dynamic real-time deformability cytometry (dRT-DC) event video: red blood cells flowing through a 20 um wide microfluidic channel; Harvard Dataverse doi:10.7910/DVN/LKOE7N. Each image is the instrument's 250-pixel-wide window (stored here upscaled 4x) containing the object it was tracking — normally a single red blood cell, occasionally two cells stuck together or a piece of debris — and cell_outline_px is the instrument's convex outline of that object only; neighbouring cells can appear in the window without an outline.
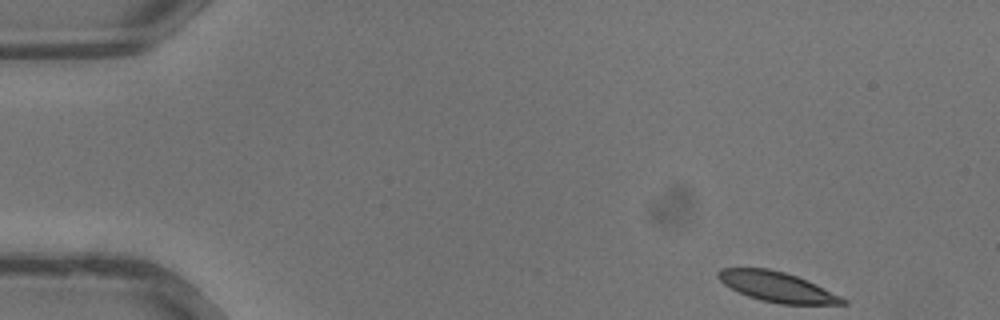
{"species": "common noctule bat (a hibernating species)", "species_latin": "Nyctalus noctula", "temperature_condition": "warm", "stored_images_in_passage": 33, "camera_frame_rate_fps": 3000, "um_per_image_px": 0.085, "animal": {"sex": "male", "body_mass_g": 13.3}, "frame": {"image": 1, "passage_image": 1, "time_ms": 0.0, "image_size_px": [1000, 320], "cell_outline_px": [[848, 304], [780, 304], [760, 300], [748, 296], [724, 284], [716, 276], [716, 272], [720, 268], [768, 268], [784, 272], [796, 276], [816, 284], [848, 300]], "centroid_in_image_um": [66.04, 24.38], "position_along_channel_um": 19.0, "area_um2": 21.62}}
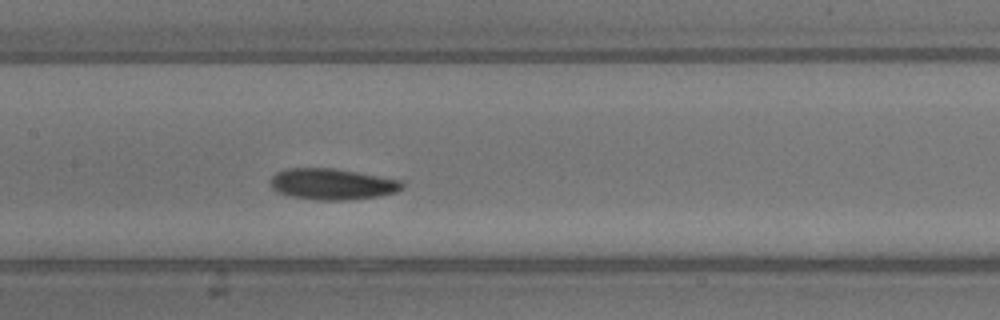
{"frame": {"image": 2, "passage_image": 15, "time_ms": 4.667, "image_size_px": [1000, 320], "cell_outline_px": [[404, 188], [396, 192], [376, 196], [344, 200], [316, 200], [288, 196], [272, 188], [272, 176], [276, 172], [288, 168], [336, 168], [400, 180], [404, 184]], "centroid_in_image_um": [28.24, 15.64], "position_along_channel_um": 179.2, "area_um2": 23.76}}
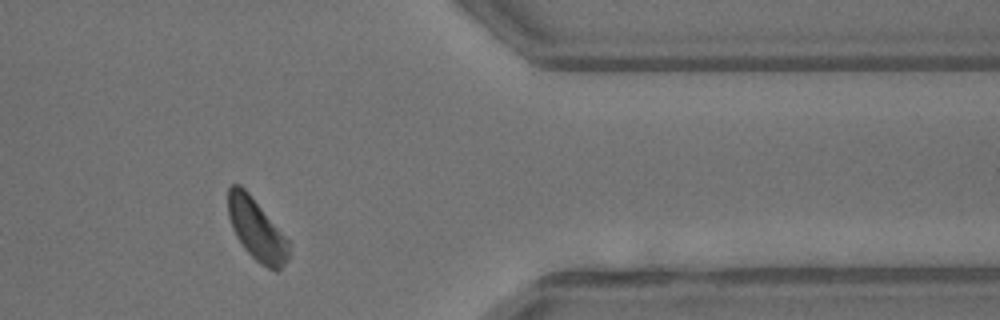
{"frame": {"image": 3, "passage_image": 27, "time_ms": 8.667, "image_size_px": [1000, 320], "cell_outline_px": [[288, 260], [276, 272], [260, 264], [244, 248], [236, 236], [232, 228], [228, 216], [228, 188], [232, 184], [240, 184], [248, 192], [288, 240]], "centroid_in_image_um": [21.78, 19.51], "position_along_channel_um": 389.6, "area_um2": 21.44}}